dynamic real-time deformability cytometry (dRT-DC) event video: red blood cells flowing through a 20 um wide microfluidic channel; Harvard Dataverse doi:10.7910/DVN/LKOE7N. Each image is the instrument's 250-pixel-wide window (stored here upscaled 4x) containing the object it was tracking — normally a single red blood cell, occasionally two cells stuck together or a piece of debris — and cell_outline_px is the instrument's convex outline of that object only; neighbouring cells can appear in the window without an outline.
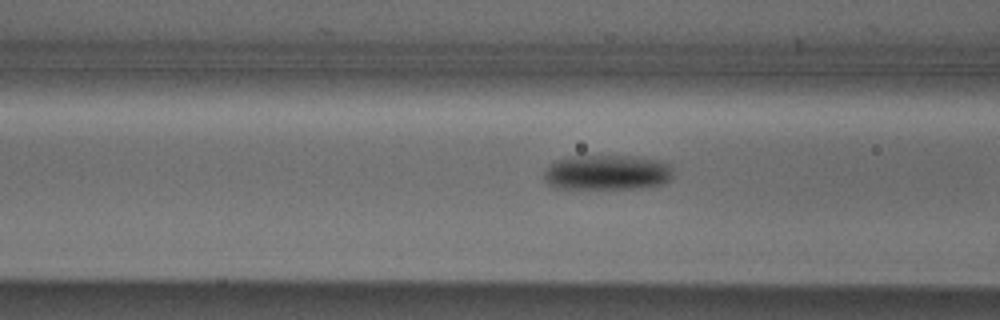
{"species": "Egyptian fruit bat (a non-hibernating species)", "species_latin": "Rousettus aegyptiacus", "temperature_condition": "cold", "stored_images_in_passage": 8, "camera_frame_rate_fps": 3000, "um_per_image_px": 0.085, "animal": {"sex": "male"}, "frame": {"image": 1, "passage_image": 6, "time_ms": 1.667, "image_size_px": [1000, 320], "cell_outline_px": [[672, 176], [664, 184], [640, 188], [556, 188], [548, 184], [544, 180], [544, 172], [548, 164], [556, 160], [568, 156], [632, 156], [660, 160], [668, 164], [672, 168]], "centroid_in_image_um": [51.58, 14.65], "position_along_channel_um": 115.0, "area_um2": 26.59}}